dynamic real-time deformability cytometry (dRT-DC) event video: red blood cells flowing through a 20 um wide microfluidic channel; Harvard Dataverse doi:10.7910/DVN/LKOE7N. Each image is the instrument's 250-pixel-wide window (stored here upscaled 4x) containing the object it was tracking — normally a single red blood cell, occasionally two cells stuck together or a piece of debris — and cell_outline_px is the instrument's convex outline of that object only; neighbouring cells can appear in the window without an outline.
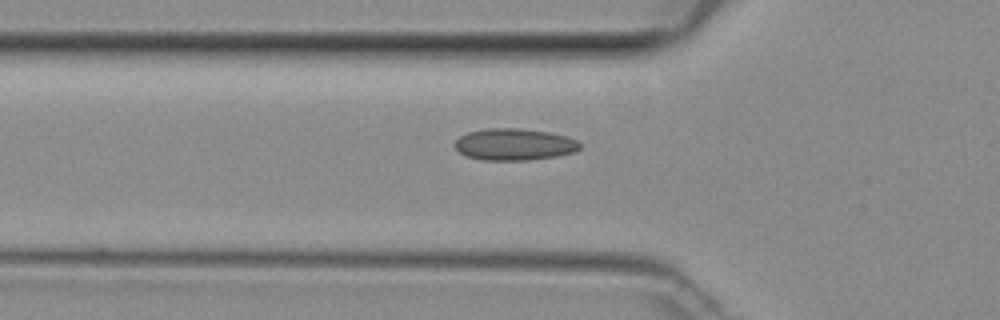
{"species": "common noctule bat (a hibernating species)", "species_latin": "Nyctalus noctula", "temperature_condition": "room temperature", "stored_images_in_passage": 31, "camera_frame_rate_fps": 3000, "um_per_image_px": 0.085, "animal": {"sex": "female", "body_mass_g": 29.2, "forearm_length_mm": 56.3}, "frame": {"image": 1, "passage_image": 2, "time_ms": 0.333, "image_size_px": [1000, 320], "cell_outline_px": [[580, 148], [572, 152], [556, 156], [528, 160], [484, 160], [468, 156], [460, 152], [456, 148], [456, 140], [460, 136], [468, 132], [488, 128], [520, 128], [548, 132], [568, 136], [576, 140], [580, 144]], "centroid_in_image_um": [43.73, 12.26], "position_along_channel_um": 82.1, "area_um2": 22.95}}
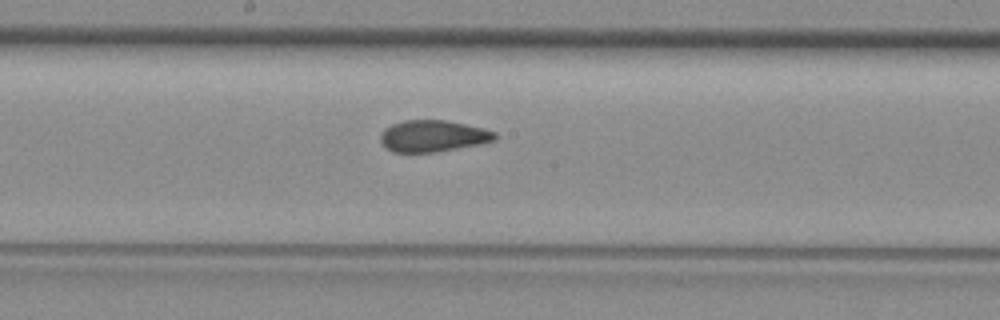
{"frame": {"image": 2, "passage_image": 11, "time_ms": 3.333, "image_size_px": [1000, 320], "cell_outline_px": [[496, 140], [436, 152], [392, 152], [384, 148], [380, 140], [380, 136], [384, 128], [392, 124], [404, 120], [444, 120], [464, 124], [496, 132]], "centroid_in_image_um": [36.73, 11.56], "position_along_channel_um": 211.5, "area_um2": 20.87}}
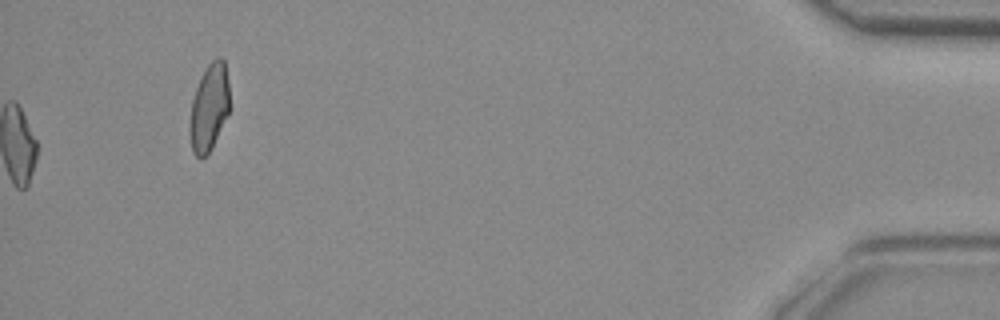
{"frame": {"image": 3, "passage_image": 31, "time_ms": 10.0, "image_size_px": [1000, 320], "cell_outline_px": [[232, 108], [212, 148], [200, 160], [192, 152], [188, 132], [188, 128], [192, 100], [200, 76], [208, 64], [216, 56], [220, 56], [224, 60], [228, 80]], "centroid_in_image_um": [17.79, 9.14], "position_along_channel_um": 417.4, "area_um2": 21.04}}